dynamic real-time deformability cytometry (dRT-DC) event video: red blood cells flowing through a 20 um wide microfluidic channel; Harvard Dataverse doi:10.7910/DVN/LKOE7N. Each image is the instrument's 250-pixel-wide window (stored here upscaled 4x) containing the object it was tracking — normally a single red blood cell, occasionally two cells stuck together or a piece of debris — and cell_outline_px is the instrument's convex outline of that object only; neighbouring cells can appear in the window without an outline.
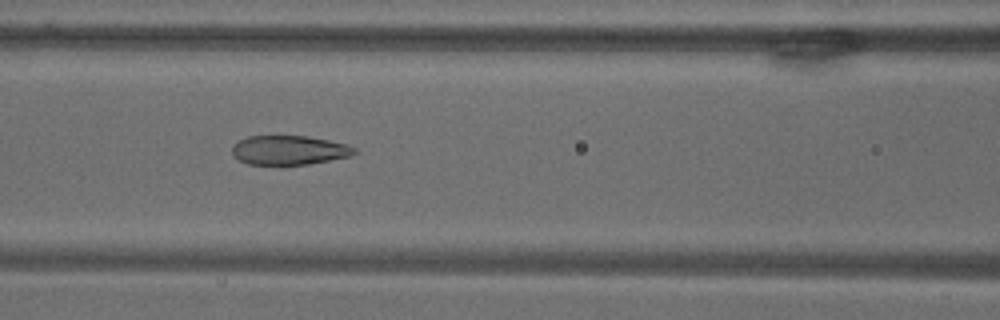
{"species": "common noctule bat (a hibernating species)", "species_latin": "Nyctalus noctula", "temperature_condition": "warm", "stored_images_in_passage": 9, "camera_frame_rate_fps": 3000, "um_per_image_px": 0.085, "animal": {"sex": "male", "body_mass_g": 18.8}, "frame": {"image": 1, "passage_image": 9, "time_ms": 9.667, "image_size_px": [1000, 320], "cell_outline_px": [[356, 152], [348, 156], [308, 164], [248, 164], [240, 160], [232, 152], [232, 144], [248, 136], [308, 136], [348, 144], [356, 148]], "centroid_in_image_um": [24.57, 12.75], "position_along_channel_um": 142.0, "area_um2": 20.58}}